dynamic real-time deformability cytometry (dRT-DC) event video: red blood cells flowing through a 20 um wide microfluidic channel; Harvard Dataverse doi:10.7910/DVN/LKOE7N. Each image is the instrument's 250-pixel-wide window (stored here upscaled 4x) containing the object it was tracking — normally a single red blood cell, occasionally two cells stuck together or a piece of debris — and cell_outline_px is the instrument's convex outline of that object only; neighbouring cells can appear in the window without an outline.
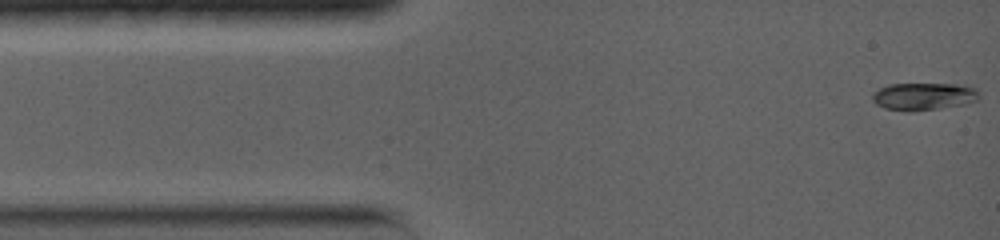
{"species": "common noctule bat (a hibernating species)", "species_latin": "Nyctalus noctula", "temperature_condition": "warm", "stored_images_in_passage": 85, "camera_frame_rate_fps": 5000, "um_per_image_px": 0.085, "animal": {"sex": "female", "body_mass_g": 19.0, "forearm_length_mm": 56.7}, "frame": {"image": 1, "passage_image": 1, "time_ms": 0.0, "image_size_px": [1000, 240], "cell_outline_px": [[980, 96], [976, 100], [964, 104], [912, 112], [908, 112], [884, 108], [876, 104], [872, 100], [872, 96], [880, 88], [888, 84], [956, 84], [976, 88], [980, 92]], "centroid_in_image_um": [78.51, 8.2], "position_along_channel_um": 6.5, "area_um2": 17.05}}
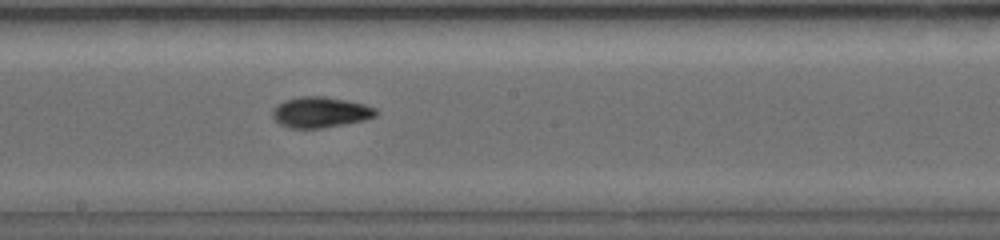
{"frame": {"image": 2, "passage_image": 39, "time_ms": 7.6, "image_size_px": [1000, 240], "cell_outline_px": [[380, 112], [376, 116], [364, 120], [344, 124], [320, 128], [288, 128], [280, 124], [272, 116], [272, 112], [276, 104], [284, 100], [300, 96], [324, 96], [364, 104], [376, 108]], "centroid_in_image_um": [27.23, 9.54], "position_along_channel_um": 221.0, "area_um2": 18.55}}
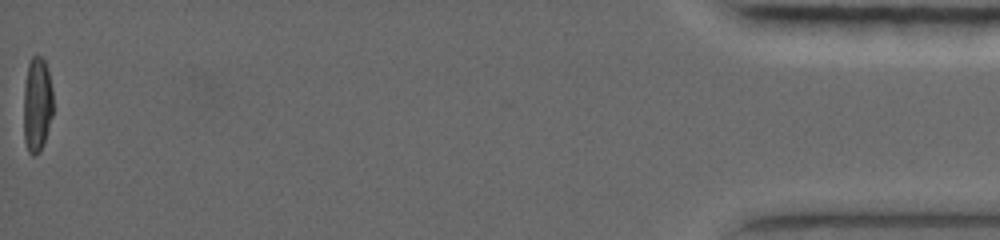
{"frame": {"image": 3, "passage_image": 85, "time_ms": 16.8, "image_size_px": [1000, 240], "cell_outline_px": [[52, 116], [40, 152], [32, 156], [28, 152], [24, 140], [24, 84], [28, 64], [32, 56], [40, 56], [44, 60], [48, 72], [52, 88]], "centroid_in_image_um": [3.14, 8.89], "position_along_channel_um": 432.1, "area_um2": 16.18}, "authors_computed_cell_mechanics": {"area_um2": 17.051, "velocity_mm_per_s": 3.8329, "shape_relaxation_time_tau1_ms": 4.414, "shape_relaxation_time_tau2_ms": 1.7687, "deformation_change_tau1": 0.1925, "deformation_change_tau2": 0.0423}}